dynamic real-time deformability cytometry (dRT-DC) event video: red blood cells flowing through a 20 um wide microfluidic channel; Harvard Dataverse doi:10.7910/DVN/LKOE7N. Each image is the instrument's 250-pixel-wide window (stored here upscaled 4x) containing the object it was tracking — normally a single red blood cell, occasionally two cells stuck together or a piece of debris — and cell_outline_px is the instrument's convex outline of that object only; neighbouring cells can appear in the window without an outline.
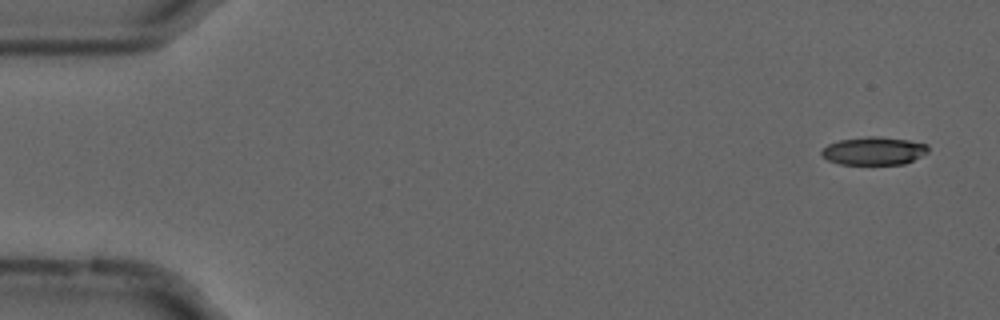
{"species": "common noctule bat (a hibernating species)", "species_latin": "Nyctalus noctula", "temperature_condition": "cold", "stored_images_in_passage": 4, "camera_frame_rate_fps": 3000, "um_per_image_px": 0.085, "animal": {"sex": "male", "forearm_length_mm": 52.5}, "frame": {"image": 1, "passage_image": 1, "time_ms": 0.0, "image_size_px": [1000, 320], "cell_outline_px": [[928, 152], [904, 164], [840, 164], [828, 160], [820, 156], [820, 152], [828, 144], [840, 140], [868, 136], [876, 136], [908, 140], [928, 144]], "centroid_in_image_um": [74.26, 12.82], "position_along_channel_um": 10.7, "area_um2": 17.34}}